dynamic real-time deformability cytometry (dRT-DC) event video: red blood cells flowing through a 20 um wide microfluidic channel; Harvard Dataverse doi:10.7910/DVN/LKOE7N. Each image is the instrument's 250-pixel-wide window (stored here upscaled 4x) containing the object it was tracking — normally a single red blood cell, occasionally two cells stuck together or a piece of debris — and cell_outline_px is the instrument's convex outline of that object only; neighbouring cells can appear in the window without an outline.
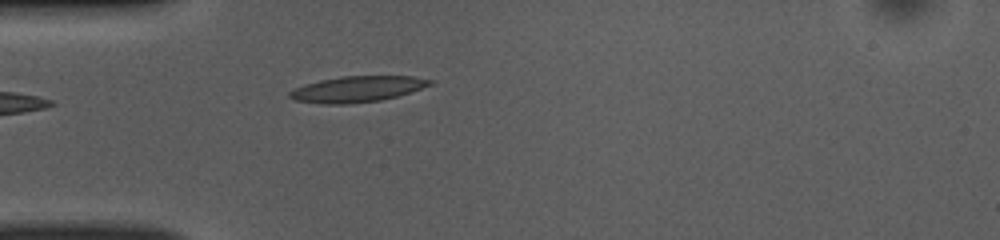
{"species": "common noctule bat (a hibernating species)", "species_latin": "Nyctalus noctula", "temperature_condition": "room temperature", "stored_images_in_passage": 5, "camera_frame_rate_fps": 3000, "um_per_image_px": 0.085, "animal": {"sex": "female", "body_mass_g": 10.0, "forearm_length_mm": 53.1}, "frame": {"image": 1, "passage_image": 1, "time_ms": 0.0, "image_size_px": [1000, 240], "cell_outline_px": [[432, 84], [396, 96], [380, 100], [348, 104], [324, 104], [296, 100], [288, 96], [288, 92], [304, 84], [320, 80], [340, 76], [412, 76], [432, 80]], "centroid_in_image_um": [30.32, 7.57], "position_along_channel_um": 54.7, "area_um2": 20.92}}
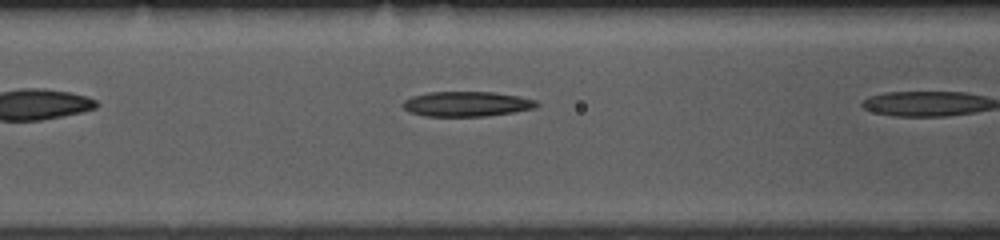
{"frame": {"image": 2, "passage_image": 4, "time_ms": 1.0, "image_size_px": [1000, 240], "cell_outline_px": [[540, 104], [536, 108], [512, 112], [484, 116], [424, 116], [408, 112], [404, 108], [404, 100], [412, 96], [428, 92], [492, 92], [516, 96], [536, 100]], "centroid_in_image_um": [39.65, 8.84], "position_along_channel_um": 126.9, "area_um2": 19.36}}